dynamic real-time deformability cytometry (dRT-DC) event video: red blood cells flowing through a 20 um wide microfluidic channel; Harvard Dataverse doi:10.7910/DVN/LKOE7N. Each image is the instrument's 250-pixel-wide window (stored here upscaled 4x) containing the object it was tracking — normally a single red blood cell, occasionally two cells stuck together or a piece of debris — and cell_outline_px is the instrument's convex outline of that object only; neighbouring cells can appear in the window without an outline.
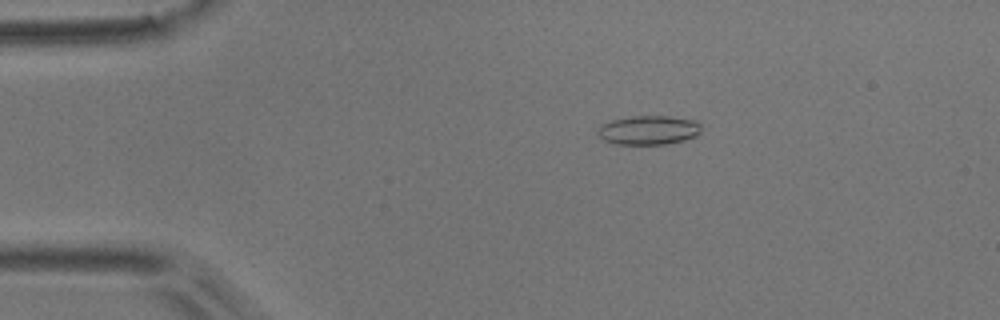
{"species": "common noctule bat (a hibernating species)", "species_latin": "Nyctalus noctula", "temperature_condition": "room temperature", "stored_images_in_passage": 5, "camera_frame_rate_fps": 3000, "um_per_image_px": 0.085, "animal": {"sex": "male", "body_mass_g": 17.9}, "frame": {"image": 1, "passage_image": 3, "time_ms": 0.667, "image_size_px": [1000, 320], "cell_outline_px": [[700, 132], [696, 136], [684, 140], [668, 144], [616, 144], [604, 140], [596, 132], [600, 124], [612, 120], [632, 116], [668, 116], [696, 120], [700, 124]], "centroid_in_image_um": [55.13, 11.06], "position_along_channel_um": 29.9, "area_um2": 17.63}}